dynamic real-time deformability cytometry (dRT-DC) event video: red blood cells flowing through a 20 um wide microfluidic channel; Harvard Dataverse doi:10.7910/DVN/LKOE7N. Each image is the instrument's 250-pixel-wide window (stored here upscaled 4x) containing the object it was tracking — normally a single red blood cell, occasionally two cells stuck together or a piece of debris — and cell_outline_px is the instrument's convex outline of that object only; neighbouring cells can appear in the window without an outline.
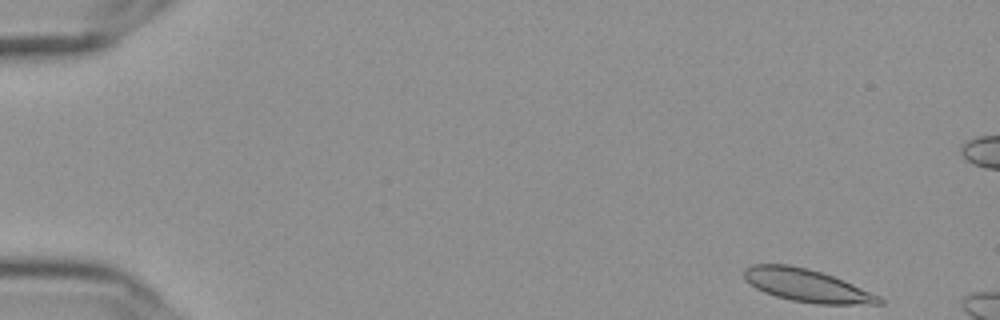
{"species": "Egyptian fruit bat (a non-hibernating species)", "species_latin": "Rousettus aegyptiacus", "temperature_condition": "cold", "stored_images_in_passage": 9, "camera_frame_rate_fps": 3000, "um_per_image_px": 0.085, "frame": {"image": 1, "passage_image": 1, "time_ms": 0.0, "image_size_px": [1000, 320], "cell_outline_px": [[884, 304], [816, 304], [792, 300], [776, 296], [764, 292], [756, 288], [744, 280], [744, 268], [752, 264], [788, 264], [808, 268], [844, 280], [880, 296], [884, 300]], "centroid_in_image_um": [68.57, 24.26], "position_along_channel_um": 16.4, "area_um2": 25.78}}